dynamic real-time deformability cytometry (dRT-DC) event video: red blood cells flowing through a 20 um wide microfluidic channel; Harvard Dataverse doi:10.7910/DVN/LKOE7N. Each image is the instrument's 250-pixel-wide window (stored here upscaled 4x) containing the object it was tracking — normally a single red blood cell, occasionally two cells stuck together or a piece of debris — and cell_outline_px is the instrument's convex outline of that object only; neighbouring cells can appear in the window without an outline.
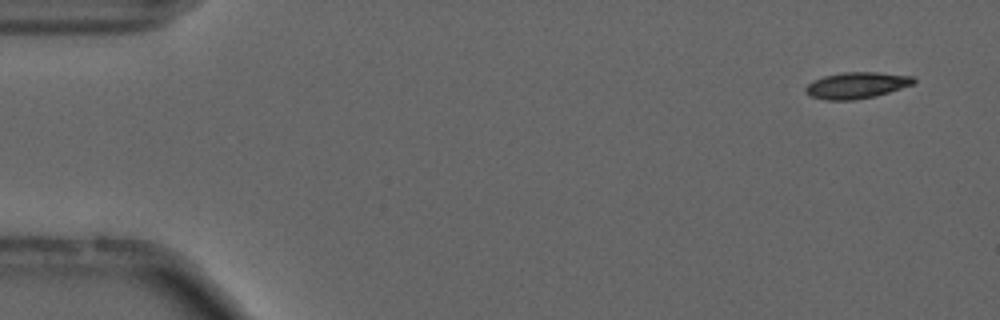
{"species": "common noctule bat (a hibernating species)", "species_latin": "Nyctalus noctula", "temperature_condition": "cold", "stored_images_in_passage": 14, "camera_frame_rate_fps": 3000, "um_per_image_px": 0.085, "animal": {"sex": "male", "forearm_length_mm": 52.5}, "frame": {"image": 1, "passage_image": 1, "time_ms": 0.0, "image_size_px": [1000, 320], "cell_outline_px": [[916, 80], [912, 84], [876, 96], [852, 100], [828, 100], [812, 96], [804, 92], [804, 88], [812, 80], [824, 76], [840, 72], [876, 72], [912, 76]], "centroid_in_image_um": [72.76, 7.24], "position_along_channel_um": 12.2, "area_um2": 16.47}}